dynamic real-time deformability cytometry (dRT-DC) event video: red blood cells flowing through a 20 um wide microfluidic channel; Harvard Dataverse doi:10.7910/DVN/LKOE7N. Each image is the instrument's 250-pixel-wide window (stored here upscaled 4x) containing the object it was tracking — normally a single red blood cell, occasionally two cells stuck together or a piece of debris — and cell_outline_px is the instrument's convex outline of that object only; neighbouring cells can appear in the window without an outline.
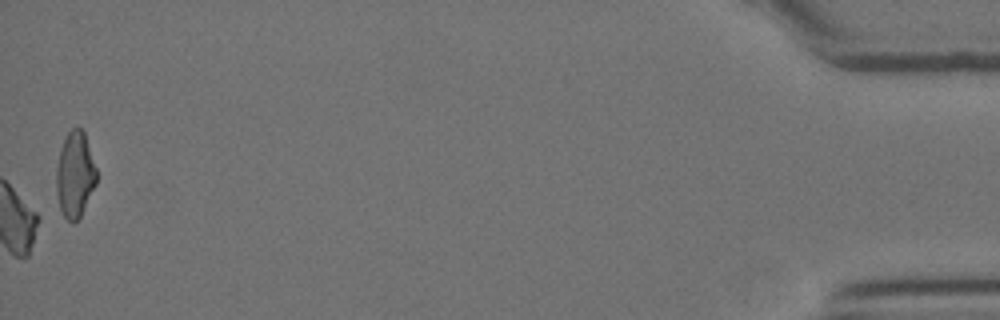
{"species": "Egyptian fruit bat (a non-hibernating species)", "species_latin": "Rousettus aegyptiacus", "temperature_condition": "room temperature", "stored_images_in_passage": 23, "camera_frame_rate_fps": 3000, "um_per_image_px": 0.085, "animal": {"sex": "female"}, "frame": {"image": 1, "passage_image": 23, "time_ms": 7.333, "image_size_px": [1000, 320], "cell_outline_px": [[96, 184], [80, 216], [72, 224], [64, 216], [60, 208], [56, 192], [56, 168], [60, 148], [68, 132], [72, 128], [80, 128], [84, 132], [96, 168]], "centroid_in_image_um": [6.36, 14.84], "position_along_channel_um": 428.8, "area_um2": 19.88}}